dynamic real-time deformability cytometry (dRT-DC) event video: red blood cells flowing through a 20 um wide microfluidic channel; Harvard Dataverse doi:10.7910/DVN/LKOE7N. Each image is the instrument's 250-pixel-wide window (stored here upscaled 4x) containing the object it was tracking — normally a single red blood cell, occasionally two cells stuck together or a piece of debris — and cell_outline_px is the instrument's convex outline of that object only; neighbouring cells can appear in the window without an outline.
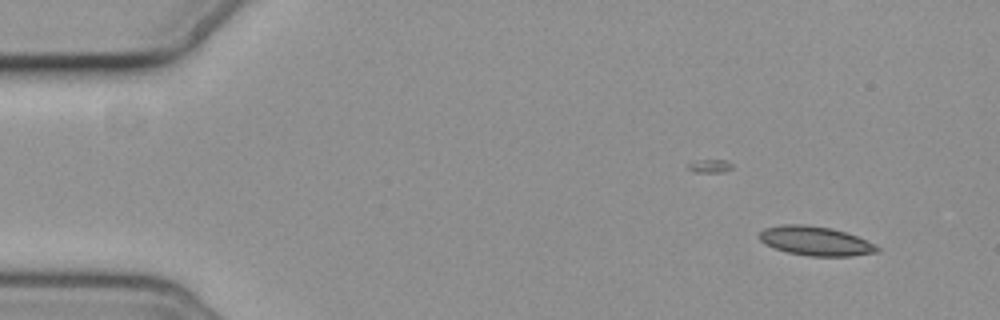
{"species": "common noctule bat (a hibernating species)", "species_latin": "Nyctalus noctula", "temperature_condition": "cold", "stored_images_in_passage": 8, "camera_frame_rate_fps": 3000, "um_per_image_px": 0.085, "animal": {"sex": "female", "body_mass_g": 19.3, "forearm_length_mm": 54.1}, "frame": {"image": 1, "passage_image": 3, "time_ms": 3.333, "image_size_px": [1000, 320], "cell_outline_px": [[880, 252], [852, 256], [808, 256], [788, 252], [764, 244], [756, 236], [764, 228], [784, 224], [804, 224], [832, 228], [856, 236], [876, 244], [880, 248]], "centroid_in_image_um": [69.32, 20.48], "position_along_channel_um": 15.7, "area_um2": 20.17}}
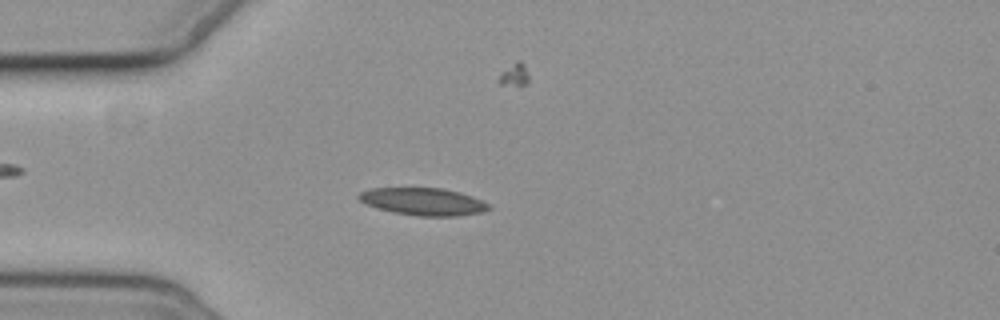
{"frame": {"image": 2, "passage_image": 6, "time_ms": 7.0, "image_size_px": [1000, 320], "cell_outline_px": [[492, 208], [484, 212], [460, 216], [416, 216], [392, 212], [376, 208], [360, 200], [356, 196], [360, 192], [372, 188], [440, 188], [460, 192], [472, 196], [488, 204]], "centroid_in_image_um": [35.99, 17.14], "position_along_channel_um": 49.0, "area_um2": 20.81}}